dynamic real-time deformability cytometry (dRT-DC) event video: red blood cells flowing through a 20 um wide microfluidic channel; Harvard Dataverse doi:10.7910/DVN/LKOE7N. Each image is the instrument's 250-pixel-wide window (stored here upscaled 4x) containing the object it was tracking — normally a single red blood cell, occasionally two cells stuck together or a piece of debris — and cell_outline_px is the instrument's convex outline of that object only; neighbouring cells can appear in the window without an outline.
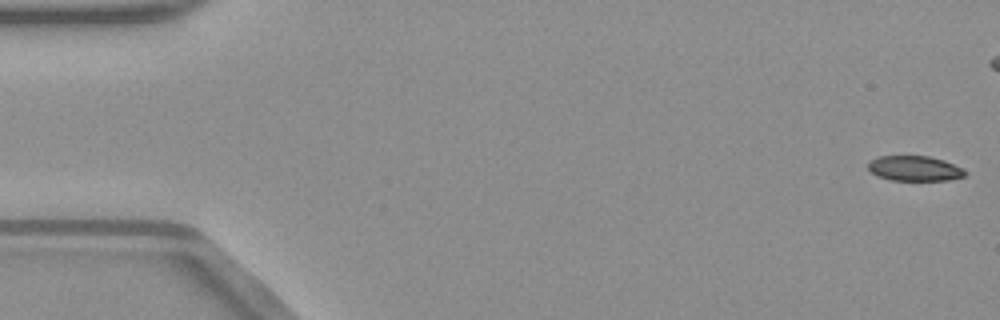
{"species": "common noctule bat (a hibernating species)", "species_latin": "Nyctalus noctula", "temperature_condition": "warm", "stored_images_in_passage": 52, "camera_frame_rate_fps": 3000, "um_per_image_px": 0.085, "animal": {"sex": "male", "body_mass_g": 23.1, "forearm_length_mm": 52.7}, "frame": {"image": 1, "passage_image": 1, "time_ms": 0.0, "image_size_px": [1000, 320], "cell_outline_px": [[968, 172], [964, 176], [948, 180], [892, 180], [876, 176], [868, 168], [868, 160], [876, 156], [928, 156], [944, 160], [964, 168]], "centroid_in_image_um": [77.73, 14.31], "position_along_channel_um": 7.3, "area_um2": 14.33}}
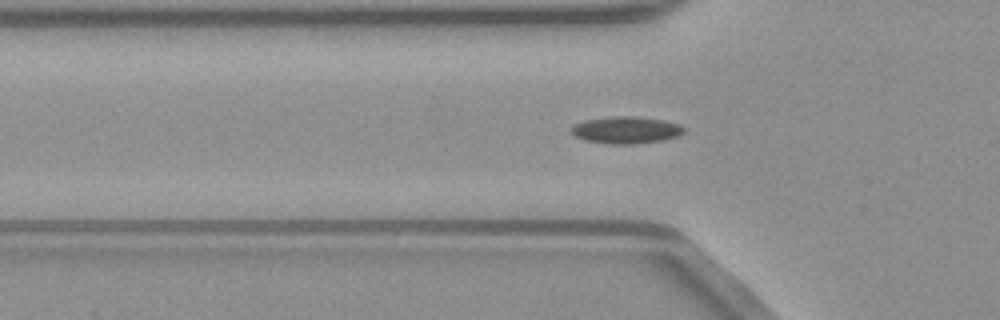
{"frame": {"image": 2, "passage_image": 17, "time_ms": 5.333, "image_size_px": [1000, 320], "cell_outline_px": [[684, 132], [680, 136], [664, 140], [632, 144], [608, 144], [588, 140], [576, 136], [572, 132], [572, 124], [584, 120], [612, 116], [636, 116], [664, 120], [680, 124], [684, 128]], "centroid_in_image_um": [53.26, 11.04], "position_along_channel_um": 72.5, "area_um2": 17.8}}
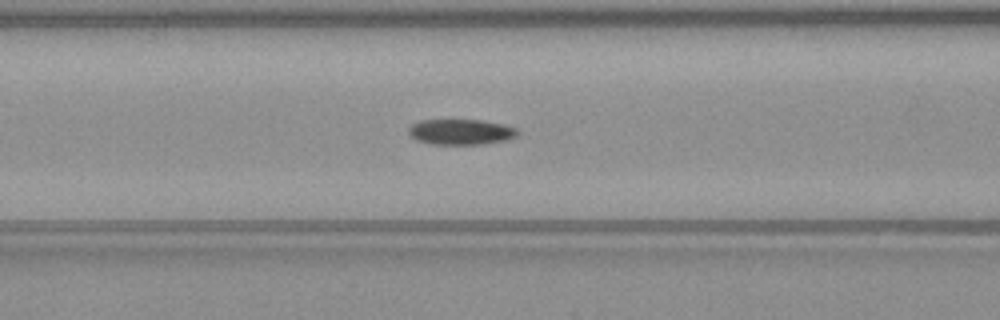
{"frame": {"image": 3, "passage_image": 21, "time_ms": 6.667, "image_size_px": [1000, 320], "cell_outline_px": [[520, 132], [516, 136], [508, 140], [480, 144], [428, 144], [416, 140], [408, 132], [408, 128], [412, 124], [420, 120], [480, 120], [504, 124], [516, 128]], "centroid_in_image_um": [39.18, 11.21], "position_along_channel_um": 127.4, "area_um2": 16.3}}